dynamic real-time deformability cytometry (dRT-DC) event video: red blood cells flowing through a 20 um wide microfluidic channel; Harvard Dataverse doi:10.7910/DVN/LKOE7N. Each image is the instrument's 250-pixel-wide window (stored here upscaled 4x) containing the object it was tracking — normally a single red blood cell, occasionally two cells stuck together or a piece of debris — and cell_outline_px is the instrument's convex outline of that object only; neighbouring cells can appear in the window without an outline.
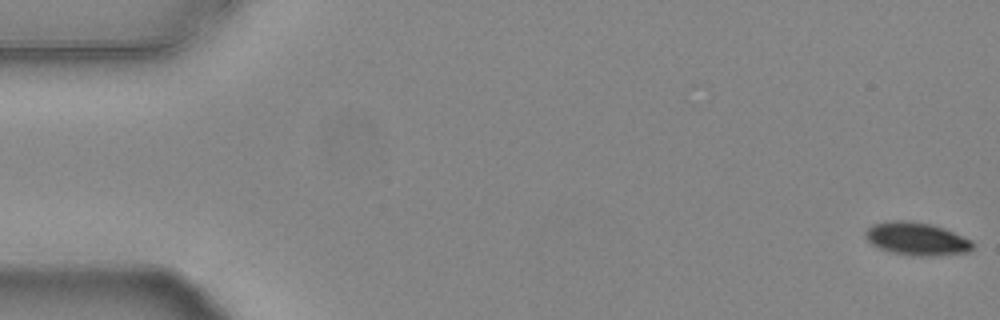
{"species": "common noctule bat (a hibernating species)", "species_latin": "Nyctalus noctula", "temperature_condition": "warm", "stored_images_in_passage": 18, "camera_frame_rate_fps": 3000, "um_per_image_px": 0.085, "animal": {"sex": "female", "body_mass_g": 24.6, "forearm_length_mm": 56.2}, "frame": {"image": 1, "passage_image": 1, "time_ms": 0.0, "image_size_px": [1000, 320], "cell_outline_px": [[976, 244], [968, 252], [940, 256], [912, 256], [892, 252], [880, 248], [872, 244], [864, 236], [864, 232], [872, 224], [888, 220], [908, 220], [932, 224], [944, 228], [972, 240]], "centroid_in_image_um": [77.93, 20.29], "position_along_channel_um": 7.1, "area_um2": 20.92}}